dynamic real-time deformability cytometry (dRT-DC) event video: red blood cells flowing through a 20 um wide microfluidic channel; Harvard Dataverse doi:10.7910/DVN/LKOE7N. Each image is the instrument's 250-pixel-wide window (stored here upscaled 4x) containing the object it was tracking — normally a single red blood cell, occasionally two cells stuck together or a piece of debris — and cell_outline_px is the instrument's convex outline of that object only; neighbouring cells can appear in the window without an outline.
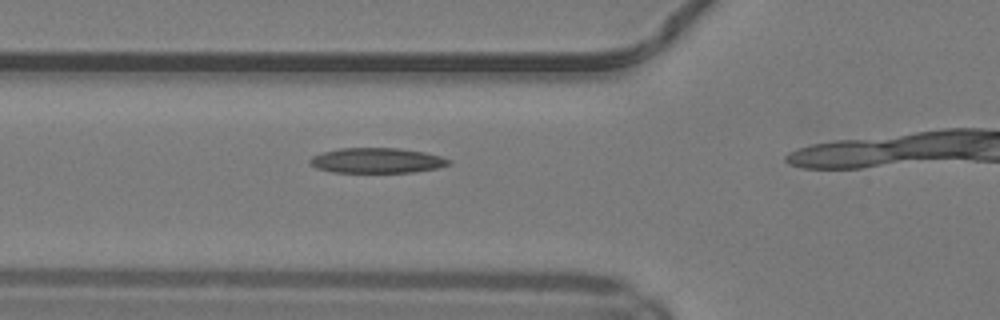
{"species": "common noctule bat (a hibernating species)", "species_latin": "Nyctalus noctula", "temperature_condition": "warm", "stored_images_in_passage": 14, "camera_frame_rate_fps": 3000, "um_per_image_px": 0.085, "animal": {"sex": "male", "body_mass_g": 19.2, "forearm_length_mm": 51.8}, "frame": {"image": 1, "passage_image": 10, "time_ms": 3.0, "image_size_px": [1000, 320], "cell_outline_px": [[452, 164], [440, 168], [416, 172], [332, 172], [316, 168], [308, 164], [308, 160], [312, 156], [324, 152], [340, 148], [400, 148], [424, 152], [440, 156], [452, 160]], "centroid_in_image_um": [32.06, 13.65], "position_along_channel_um": 93.7, "area_um2": 20.58}}